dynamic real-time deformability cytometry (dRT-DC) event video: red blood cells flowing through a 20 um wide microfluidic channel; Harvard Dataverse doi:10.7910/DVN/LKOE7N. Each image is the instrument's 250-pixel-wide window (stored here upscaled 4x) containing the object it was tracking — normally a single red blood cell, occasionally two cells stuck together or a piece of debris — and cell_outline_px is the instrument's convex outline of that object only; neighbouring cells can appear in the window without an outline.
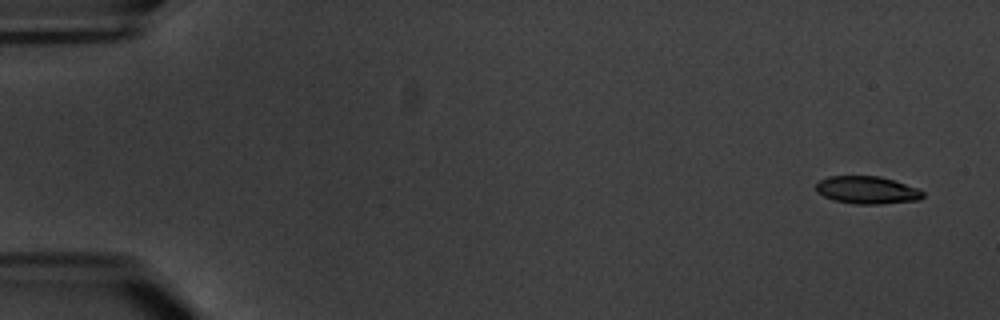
{"species": "common noctule bat (a hibernating species)", "species_latin": "Nyctalus noctula", "temperature_condition": "warm", "stored_images_in_passage": 5, "camera_frame_rate_fps": 3000, "um_per_image_px": 0.085, "animal": {"sex": "male", "body_mass_g": 20.1, "forearm_length_mm": 53.5}, "frame": {"image": 1, "passage_image": 1, "time_ms": 0.0, "image_size_px": [1000, 320], "cell_outline_px": [[924, 196], [920, 200], [880, 204], [856, 204], [832, 200], [816, 192], [816, 184], [820, 180], [828, 176], [880, 176], [916, 188], [924, 192]], "centroid_in_image_um": [73.68, 16.16], "position_along_channel_um": 11.3, "area_um2": 17.17}}
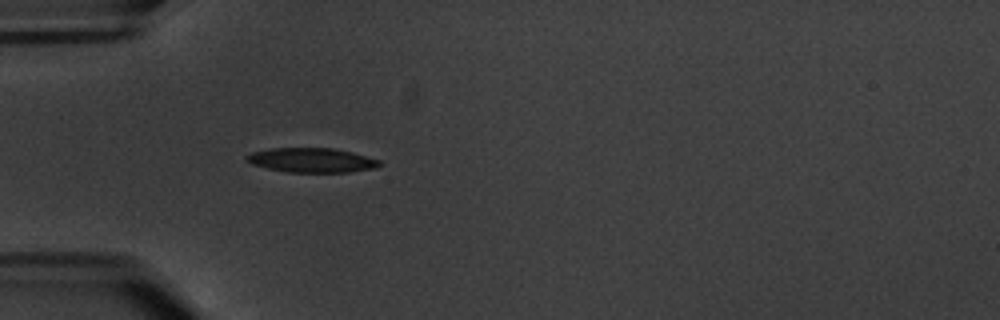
{"frame": {"image": 2, "passage_image": 5, "time_ms": 5.333, "image_size_px": [1000, 320], "cell_outline_px": [[384, 164], [376, 168], [348, 172], [288, 172], [268, 168], [252, 164], [244, 156], [252, 152], [268, 148], [332, 148], [352, 152], [380, 160]], "centroid_in_image_um": [26.52, 13.61], "position_along_channel_um": 58.5, "area_um2": 18.96}}